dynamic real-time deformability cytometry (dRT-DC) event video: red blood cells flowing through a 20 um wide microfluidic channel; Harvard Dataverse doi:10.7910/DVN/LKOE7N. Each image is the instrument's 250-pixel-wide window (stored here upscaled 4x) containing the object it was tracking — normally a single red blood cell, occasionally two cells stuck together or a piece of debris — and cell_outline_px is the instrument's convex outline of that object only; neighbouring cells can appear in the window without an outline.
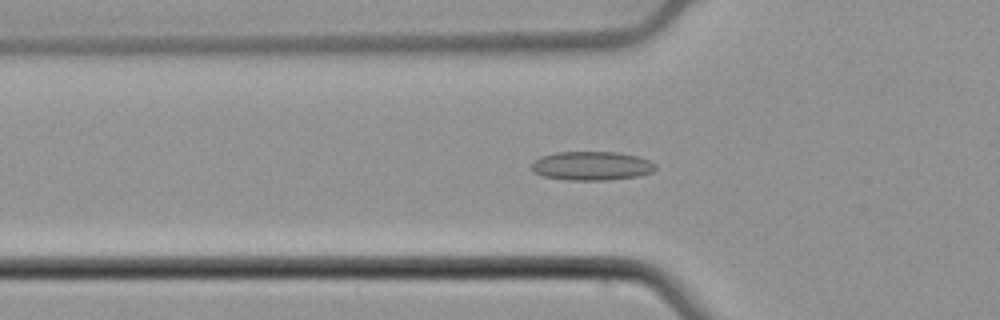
{"species": "common noctule bat (a hibernating species)", "species_latin": "Nyctalus noctula", "temperature_condition": "cold", "stored_images_in_passage": 53, "camera_frame_rate_fps": 3000, "um_per_image_px": 0.085, "animal": {"sex": "male", "body_mass_g": 21.5, "forearm_length_mm": 52.0}, "frame": {"image": 1, "passage_image": 18, "time_ms": 5.667, "image_size_px": [1000, 320], "cell_outline_px": [[656, 168], [652, 172], [640, 176], [608, 180], [568, 180], [544, 176], [532, 172], [532, 160], [540, 156], [556, 152], [616, 152], [636, 156], [648, 160], [656, 164]], "centroid_in_image_um": [50.27, 14.1], "position_along_channel_um": 75.5, "area_um2": 20.98}}
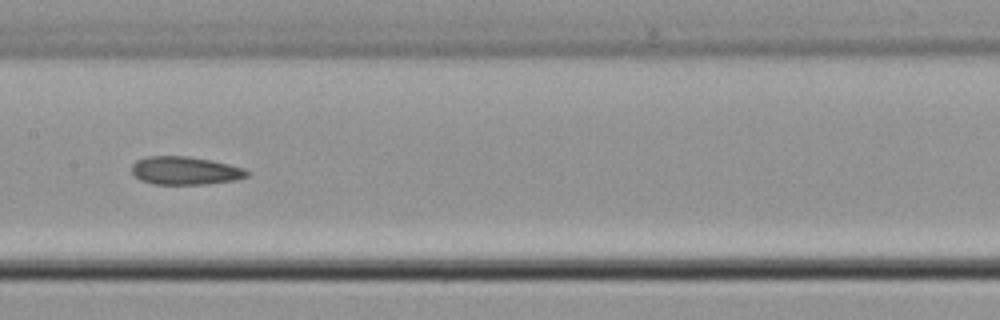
{"frame": {"image": 2, "passage_image": 27, "time_ms": 8.667, "image_size_px": [1000, 320], "cell_outline_px": [[248, 176], [236, 180], [204, 184], [152, 184], [140, 180], [132, 172], [132, 164], [136, 160], [148, 156], [188, 156], [212, 160], [244, 168], [248, 172]], "centroid_in_image_um": [15.72, 14.5], "position_along_channel_um": 191.7, "area_um2": 18.9}}
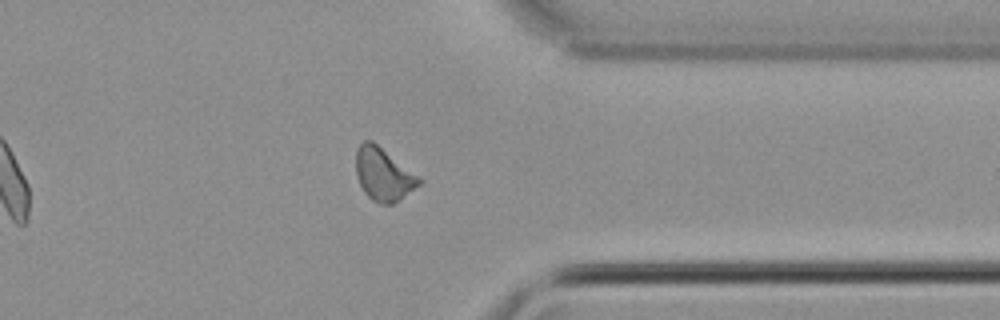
{"frame": {"image": 3, "passage_image": 42, "time_ms": 13.667, "image_size_px": [1000, 320], "cell_outline_px": [[424, 180], [420, 184], [392, 204], [380, 204], [372, 200], [364, 192], [356, 176], [356, 148], [364, 140], [372, 140]], "centroid_in_image_um": [32.57, 14.8], "position_along_channel_um": 378.8, "area_um2": 19.31}, "authors_computed_cell_mechanics": {"area_um2": 19.4208, "velocity_mm_per_s": 3.8726, "shape_relaxation_time_tau1_ms": null, "shape_relaxation_time_tau2_ms": 7.9388, "deformation_change_tau1": null, "deformation_change_tau2": 0.1546}}